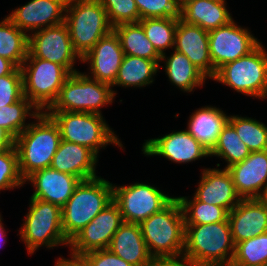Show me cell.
Here are the masks:
<instances>
[{
    "label": "cell",
    "instance_id": "cell-47",
    "mask_svg": "<svg viewBox=\"0 0 267 266\" xmlns=\"http://www.w3.org/2000/svg\"><path fill=\"white\" fill-rule=\"evenodd\" d=\"M258 199L267 206V185Z\"/></svg>",
    "mask_w": 267,
    "mask_h": 266
},
{
    "label": "cell",
    "instance_id": "cell-16",
    "mask_svg": "<svg viewBox=\"0 0 267 266\" xmlns=\"http://www.w3.org/2000/svg\"><path fill=\"white\" fill-rule=\"evenodd\" d=\"M123 57L124 52L119 37L112 30L81 58V62H88L89 64L88 70L90 72L86 74L87 76L112 86L118 75Z\"/></svg>",
    "mask_w": 267,
    "mask_h": 266
},
{
    "label": "cell",
    "instance_id": "cell-2",
    "mask_svg": "<svg viewBox=\"0 0 267 266\" xmlns=\"http://www.w3.org/2000/svg\"><path fill=\"white\" fill-rule=\"evenodd\" d=\"M113 201V184L101 176L82 180L61 208L63 233L70 242Z\"/></svg>",
    "mask_w": 267,
    "mask_h": 266
},
{
    "label": "cell",
    "instance_id": "cell-5",
    "mask_svg": "<svg viewBox=\"0 0 267 266\" xmlns=\"http://www.w3.org/2000/svg\"><path fill=\"white\" fill-rule=\"evenodd\" d=\"M64 23L74 51L82 58L113 30L99 0H68Z\"/></svg>",
    "mask_w": 267,
    "mask_h": 266
},
{
    "label": "cell",
    "instance_id": "cell-22",
    "mask_svg": "<svg viewBox=\"0 0 267 266\" xmlns=\"http://www.w3.org/2000/svg\"><path fill=\"white\" fill-rule=\"evenodd\" d=\"M234 244L267 232V206L258 198L242 199L228 215Z\"/></svg>",
    "mask_w": 267,
    "mask_h": 266
},
{
    "label": "cell",
    "instance_id": "cell-40",
    "mask_svg": "<svg viewBox=\"0 0 267 266\" xmlns=\"http://www.w3.org/2000/svg\"><path fill=\"white\" fill-rule=\"evenodd\" d=\"M24 97L21 68L0 77V107L14 104Z\"/></svg>",
    "mask_w": 267,
    "mask_h": 266
},
{
    "label": "cell",
    "instance_id": "cell-26",
    "mask_svg": "<svg viewBox=\"0 0 267 266\" xmlns=\"http://www.w3.org/2000/svg\"><path fill=\"white\" fill-rule=\"evenodd\" d=\"M228 117L220 108L201 107L190 115L187 131L211 151L217 143L222 128L228 122Z\"/></svg>",
    "mask_w": 267,
    "mask_h": 266
},
{
    "label": "cell",
    "instance_id": "cell-14",
    "mask_svg": "<svg viewBox=\"0 0 267 266\" xmlns=\"http://www.w3.org/2000/svg\"><path fill=\"white\" fill-rule=\"evenodd\" d=\"M123 223L119 207L112 201L69 242L71 258L78 259L88 252L108 249Z\"/></svg>",
    "mask_w": 267,
    "mask_h": 266
},
{
    "label": "cell",
    "instance_id": "cell-13",
    "mask_svg": "<svg viewBox=\"0 0 267 266\" xmlns=\"http://www.w3.org/2000/svg\"><path fill=\"white\" fill-rule=\"evenodd\" d=\"M58 63L71 74L77 72L74 63L81 62L80 56L74 51L65 23L47 27L29 34L28 55Z\"/></svg>",
    "mask_w": 267,
    "mask_h": 266
},
{
    "label": "cell",
    "instance_id": "cell-8",
    "mask_svg": "<svg viewBox=\"0 0 267 266\" xmlns=\"http://www.w3.org/2000/svg\"><path fill=\"white\" fill-rule=\"evenodd\" d=\"M258 99L267 97V51L260 43L248 55L221 66L212 78Z\"/></svg>",
    "mask_w": 267,
    "mask_h": 266
},
{
    "label": "cell",
    "instance_id": "cell-48",
    "mask_svg": "<svg viewBox=\"0 0 267 266\" xmlns=\"http://www.w3.org/2000/svg\"><path fill=\"white\" fill-rule=\"evenodd\" d=\"M222 266H243V265L238 264V263H236V262H234V261L232 260V261H230V262H228L227 264H224V265H222Z\"/></svg>",
    "mask_w": 267,
    "mask_h": 266
},
{
    "label": "cell",
    "instance_id": "cell-4",
    "mask_svg": "<svg viewBox=\"0 0 267 266\" xmlns=\"http://www.w3.org/2000/svg\"><path fill=\"white\" fill-rule=\"evenodd\" d=\"M235 244L229 221L185 225L183 255L198 266H222L232 261Z\"/></svg>",
    "mask_w": 267,
    "mask_h": 266
},
{
    "label": "cell",
    "instance_id": "cell-41",
    "mask_svg": "<svg viewBox=\"0 0 267 266\" xmlns=\"http://www.w3.org/2000/svg\"><path fill=\"white\" fill-rule=\"evenodd\" d=\"M78 259L84 266H132L109 249L91 251Z\"/></svg>",
    "mask_w": 267,
    "mask_h": 266
},
{
    "label": "cell",
    "instance_id": "cell-33",
    "mask_svg": "<svg viewBox=\"0 0 267 266\" xmlns=\"http://www.w3.org/2000/svg\"><path fill=\"white\" fill-rule=\"evenodd\" d=\"M179 18H146L139 20L146 37L156 51L163 55L167 49H174L175 35Z\"/></svg>",
    "mask_w": 267,
    "mask_h": 266
},
{
    "label": "cell",
    "instance_id": "cell-38",
    "mask_svg": "<svg viewBox=\"0 0 267 266\" xmlns=\"http://www.w3.org/2000/svg\"><path fill=\"white\" fill-rule=\"evenodd\" d=\"M107 12L108 20L114 28L124 23H136L140 20L135 0H99Z\"/></svg>",
    "mask_w": 267,
    "mask_h": 266
},
{
    "label": "cell",
    "instance_id": "cell-37",
    "mask_svg": "<svg viewBox=\"0 0 267 266\" xmlns=\"http://www.w3.org/2000/svg\"><path fill=\"white\" fill-rule=\"evenodd\" d=\"M25 183L19 170L15 147L0 152V191L19 188Z\"/></svg>",
    "mask_w": 267,
    "mask_h": 266
},
{
    "label": "cell",
    "instance_id": "cell-3",
    "mask_svg": "<svg viewBox=\"0 0 267 266\" xmlns=\"http://www.w3.org/2000/svg\"><path fill=\"white\" fill-rule=\"evenodd\" d=\"M150 255L155 258L181 257L185 247V222L175 197L165 208L140 224Z\"/></svg>",
    "mask_w": 267,
    "mask_h": 266
},
{
    "label": "cell",
    "instance_id": "cell-1",
    "mask_svg": "<svg viewBox=\"0 0 267 266\" xmlns=\"http://www.w3.org/2000/svg\"><path fill=\"white\" fill-rule=\"evenodd\" d=\"M15 139L19 170L25 180L35 171L51 166L61 141L55 121L44 111Z\"/></svg>",
    "mask_w": 267,
    "mask_h": 266
},
{
    "label": "cell",
    "instance_id": "cell-30",
    "mask_svg": "<svg viewBox=\"0 0 267 266\" xmlns=\"http://www.w3.org/2000/svg\"><path fill=\"white\" fill-rule=\"evenodd\" d=\"M5 17L0 22V56L20 68L28 55L29 34Z\"/></svg>",
    "mask_w": 267,
    "mask_h": 266
},
{
    "label": "cell",
    "instance_id": "cell-29",
    "mask_svg": "<svg viewBox=\"0 0 267 266\" xmlns=\"http://www.w3.org/2000/svg\"><path fill=\"white\" fill-rule=\"evenodd\" d=\"M118 35L124 55H132L150 60H160L161 55L146 37L139 22L124 23L113 28Z\"/></svg>",
    "mask_w": 267,
    "mask_h": 266
},
{
    "label": "cell",
    "instance_id": "cell-31",
    "mask_svg": "<svg viewBox=\"0 0 267 266\" xmlns=\"http://www.w3.org/2000/svg\"><path fill=\"white\" fill-rule=\"evenodd\" d=\"M181 204L185 225H201L228 221L229 212L220 206L198 201L194 196L176 197Z\"/></svg>",
    "mask_w": 267,
    "mask_h": 266
},
{
    "label": "cell",
    "instance_id": "cell-46",
    "mask_svg": "<svg viewBox=\"0 0 267 266\" xmlns=\"http://www.w3.org/2000/svg\"><path fill=\"white\" fill-rule=\"evenodd\" d=\"M5 234L6 233H5V230H4V227H3L2 218H1V214H0V246H1L2 243L4 244L5 241H6V238H5L6 235Z\"/></svg>",
    "mask_w": 267,
    "mask_h": 266
},
{
    "label": "cell",
    "instance_id": "cell-7",
    "mask_svg": "<svg viewBox=\"0 0 267 266\" xmlns=\"http://www.w3.org/2000/svg\"><path fill=\"white\" fill-rule=\"evenodd\" d=\"M58 125L61 140L76 143L92 150L97 156L108 144L122 142L106 123L103 115L85 112H46Z\"/></svg>",
    "mask_w": 267,
    "mask_h": 266
},
{
    "label": "cell",
    "instance_id": "cell-28",
    "mask_svg": "<svg viewBox=\"0 0 267 266\" xmlns=\"http://www.w3.org/2000/svg\"><path fill=\"white\" fill-rule=\"evenodd\" d=\"M160 60H150L132 55H124L114 86L145 87L154 82L159 72Z\"/></svg>",
    "mask_w": 267,
    "mask_h": 266
},
{
    "label": "cell",
    "instance_id": "cell-18",
    "mask_svg": "<svg viewBox=\"0 0 267 266\" xmlns=\"http://www.w3.org/2000/svg\"><path fill=\"white\" fill-rule=\"evenodd\" d=\"M242 199L259 198L267 185V150L251 152L243 161L227 168Z\"/></svg>",
    "mask_w": 267,
    "mask_h": 266
},
{
    "label": "cell",
    "instance_id": "cell-34",
    "mask_svg": "<svg viewBox=\"0 0 267 266\" xmlns=\"http://www.w3.org/2000/svg\"><path fill=\"white\" fill-rule=\"evenodd\" d=\"M39 113L40 111L24 96L14 104L0 107V127L16 139L30 124L25 122L26 118L29 116L33 119Z\"/></svg>",
    "mask_w": 267,
    "mask_h": 266
},
{
    "label": "cell",
    "instance_id": "cell-32",
    "mask_svg": "<svg viewBox=\"0 0 267 266\" xmlns=\"http://www.w3.org/2000/svg\"><path fill=\"white\" fill-rule=\"evenodd\" d=\"M251 151L237 135L234 127L227 122L222 128L217 143L210 151V156H216L226 160L227 165L224 168L243 161L250 155Z\"/></svg>",
    "mask_w": 267,
    "mask_h": 266
},
{
    "label": "cell",
    "instance_id": "cell-11",
    "mask_svg": "<svg viewBox=\"0 0 267 266\" xmlns=\"http://www.w3.org/2000/svg\"><path fill=\"white\" fill-rule=\"evenodd\" d=\"M175 197L159 188L136 182L131 185L113 184V201L118 205L124 222L140 224L165 208Z\"/></svg>",
    "mask_w": 267,
    "mask_h": 266
},
{
    "label": "cell",
    "instance_id": "cell-35",
    "mask_svg": "<svg viewBox=\"0 0 267 266\" xmlns=\"http://www.w3.org/2000/svg\"><path fill=\"white\" fill-rule=\"evenodd\" d=\"M228 122L251 152L267 150V126L263 122L239 115H229Z\"/></svg>",
    "mask_w": 267,
    "mask_h": 266
},
{
    "label": "cell",
    "instance_id": "cell-45",
    "mask_svg": "<svg viewBox=\"0 0 267 266\" xmlns=\"http://www.w3.org/2000/svg\"><path fill=\"white\" fill-rule=\"evenodd\" d=\"M55 266H84L79 259H65L60 257L57 259Z\"/></svg>",
    "mask_w": 267,
    "mask_h": 266
},
{
    "label": "cell",
    "instance_id": "cell-9",
    "mask_svg": "<svg viewBox=\"0 0 267 266\" xmlns=\"http://www.w3.org/2000/svg\"><path fill=\"white\" fill-rule=\"evenodd\" d=\"M20 68L23 94L40 112H46L52 106L71 75L62 65L34 56H27Z\"/></svg>",
    "mask_w": 267,
    "mask_h": 266
},
{
    "label": "cell",
    "instance_id": "cell-27",
    "mask_svg": "<svg viewBox=\"0 0 267 266\" xmlns=\"http://www.w3.org/2000/svg\"><path fill=\"white\" fill-rule=\"evenodd\" d=\"M173 53L166 57L161 55L160 62L165 61V74L169 81L183 92H193L194 88L202 87L207 77L195 67L183 53L173 49Z\"/></svg>",
    "mask_w": 267,
    "mask_h": 266
},
{
    "label": "cell",
    "instance_id": "cell-23",
    "mask_svg": "<svg viewBox=\"0 0 267 266\" xmlns=\"http://www.w3.org/2000/svg\"><path fill=\"white\" fill-rule=\"evenodd\" d=\"M98 157L89 148L61 140L51 168L78 177L81 181L97 177Z\"/></svg>",
    "mask_w": 267,
    "mask_h": 266
},
{
    "label": "cell",
    "instance_id": "cell-25",
    "mask_svg": "<svg viewBox=\"0 0 267 266\" xmlns=\"http://www.w3.org/2000/svg\"><path fill=\"white\" fill-rule=\"evenodd\" d=\"M226 5L225 0H183L180 18L209 32L233 20Z\"/></svg>",
    "mask_w": 267,
    "mask_h": 266
},
{
    "label": "cell",
    "instance_id": "cell-19",
    "mask_svg": "<svg viewBox=\"0 0 267 266\" xmlns=\"http://www.w3.org/2000/svg\"><path fill=\"white\" fill-rule=\"evenodd\" d=\"M24 181L25 183L29 181L35 188L31 198L50 202L62 208L81 180L71 174L48 167L35 171Z\"/></svg>",
    "mask_w": 267,
    "mask_h": 266
},
{
    "label": "cell",
    "instance_id": "cell-12",
    "mask_svg": "<svg viewBox=\"0 0 267 266\" xmlns=\"http://www.w3.org/2000/svg\"><path fill=\"white\" fill-rule=\"evenodd\" d=\"M208 38L213 77L221 66L248 55L260 44L248 28L238 26L234 19L225 26L209 31Z\"/></svg>",
    "mask_w": 267,
    "mask_h": 266
},
{
    "label": "cell",
    "instance_id": "cell-21",
    "mask_svg": "<svg viewBox=\"0 0 267 266\" xmlns=\"http://www.w3.org/2000/svg\"><path fill=\"white\" fill-rule=\"evenodd\" d=\"M174 49L186 55L207 78H213L208 31L178 19Z\"/></svg>",
    "mask_w": 267,
    "mask_h": 266
},
{
    "label": "cell",
    "instance_id": "cell-20",
    "mask_svg": "<svg viewBox=\"0 0 267 266\" xmlns=\"http://www.w3.org/2000/svg\"><path fill=\"white\" fill-rule=\"evenodd\" d=\"M201 172L198 188L193 195L198 201L220 206L230 212L242 200L227 168H205Z\"/></svg>",
    "mask_w": 267,
    "mask_h": 266
},
{
    "label": "cell",
    "instance_id": "cell-10",
    "mask_svg": "<svg viewBox=\"0 0 267 266\" xmlns=\"http://www.w3.org/2000/svg\"><path fill=\"white\" fill-rule=\"evenodd\" d=\"M29 208L19 231L29 255L42 245L49 249L69 245L63 233L60 206L30 197Z\"/></svg>",
    "mask_w": 267,
    "mask_h": 266
},
{
    "label": "cell",
    "instance_id": "cell-17",
    "mask_svg": "<svg viewBox=\"0 0 267 266\" xmlns=\"http://www.w3.org/2000/svg\"><path fill=\"white\" fill-rule=\"evenodd\" d=\"M68 0H31L7 17L22 31H34L64 23Z\"/></svg>",
    "mask_w": 267,
    "mask_h": 266
},
{
    "label": "cell",
    "instance_id": "cell-44",
    "mask_svg": "<svg viewBox=\"0 0 267 266\" xmlns=\"http://www.w3.org/2000/svg\"><path fill=\"white\" fill-rule=\"evenodd\" d=\"M16 68L11 61L0 56V77L11 74Z\"/></svg>",
    "mask_w": 267,
    "mask_h": 266
},
{
    "label": "cell",
    "instance_id": "cell-15",
    "mask_svg": "<svg viewBox=\"0 0 267 266\" xmlns=\"http://www.w3.org/2000/svg\"><path fill=\"white\" fill-rule=\"evenodd\" d=\"M145 156H162L174 163H189L210 156V151L187 130L172 132L143 143Z\"/></svg>",
    "mask_w": 267,
    "mask_h": 266
},
{
    "label": "cell",
    "instance_id": "cell-42",
    "mask_svg": "<svg viewBox=\"0 0 267 266\" xmlns=\"http://www.w3.org/2000/svg\"><path fill=\"white\" fill-rule=\"evenodd\" d=\"M150 266H198L184 256L176 258H155Z\"/></svg>",
    "mask_w": 267,
    "mask_h": 266
},
{
    "label": "cell",
    "instance_id": "cell-43",
    "mask_svg": "<svg viewBox=\"0 0 267 266\" xmlns=\"http://www.w3.org/2000/svg\"><path fill=\"white\" fill-rule=\"evenodd\" d=\"M15 147V138L4 128L0 127V152Z\"/></svg>",
    "mask_w": 267,
    "mask_h": 266
},
{
    "label": "cell",
    "instance_id": "cell-39",
    "mask_svg": "<svg viewBox=\"0 0 267 266\" xmlns=\"http://www.w3.org/2000/svg\"><path fill=\"white\" fill-rule=\"evenodd\" d=\"M140 20L146 18H180V0H135Z\"/></svg>",
    "mask_w": 267,
    "mask_h": 266
},
{
    "label": "cell",
    "instance_id": "cell-36",
    "mask_svg": "<svg viewBox=\"0 0 267 266\" xmlns=\"http://www.w3.org/2000/svg\"><path fill=\"white\" fill-rule=\"evenodd\" d=\"M233 261L243 266H267V232L237 243Z\"/></svg>",
    "mask_w": 267,
    "mask_h": 266
},
{
    "label": "cell",
    "instance_id": "cell-6",
    "mask_svg": "<svg viewBox=\"0 0 267 266\" xmlns=\"http://www.w3.org/2000/svg\"><path fill=\"white\" fill-rule=\"evenodd\" d=\"M116 94L109 84L77 71L67 78L56 101L46 112H85L102 115L100 108L112 104Z\"/></svg>",
    "mask_w": 267,
    "mask_h": 266
},
{
    "label": "cell",
    "instance_id": "cell-24",
    "mask_svg": "<svg viewBox=\"0 0 267 266\" xmlns=\"http://www.w3.org/2000/svg\"><path fill=\"white\" fill-rule=\"evenodd\" d=\"M108 249L132 266H150L154 259L137 223L124 222L112 237Z\"/></svg>",
    "mask_w": 267,
    "mask_h": 266
}]
</instances>
